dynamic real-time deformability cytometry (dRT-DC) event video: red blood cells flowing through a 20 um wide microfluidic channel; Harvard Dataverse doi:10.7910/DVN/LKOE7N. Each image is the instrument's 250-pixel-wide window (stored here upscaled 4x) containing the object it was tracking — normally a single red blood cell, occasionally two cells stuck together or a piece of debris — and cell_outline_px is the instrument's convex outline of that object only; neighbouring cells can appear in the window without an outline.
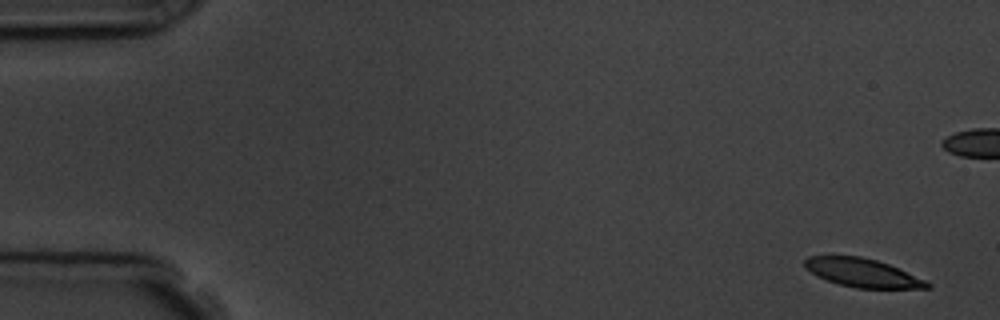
{"species": "common noctule bat (a hibernating species)", "species_latin": "Nyctalus noctula", "temperature_condition": "room temperature", "stored_images_in_passage": 6, "camera_frame_rate_fps": 3000, "um_per_image_px": 0.085, "animal": {"sex": "male", "body_mass_g": 19.5, "forearm_length_mm": 54.6}, "frame": {"image": 1, "passage_image": 1, "time_ms": 0.0, "image_size_px": [1000, 320], "cell_outline_px": [[932, 288], [856, 288], [840, 284], [816, 276], [804, 264], [804, 260], [808, 256], [860, 256], [876, 260], [888, 264], [924, 280], [932, 284]], "centroid_in_image_um": [73.31, 23.19], "position_along_channel_um": 11.7, "area_um2": 19.94}}
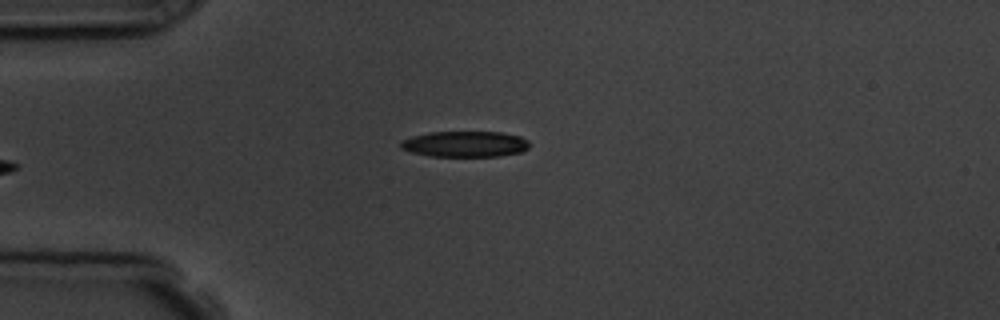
{"frame": {"image": 2, "passage_image": 6, "time_ms": 5.667, "image_size_px": [1000, 320], "cell_outline_px": [[528, 148], [520, 152], [500, 156], [432, 156], [412, 152], [400, 148], [400, 140], [412, 136], [432, 132], [500, 132], [520, 136], [528, 140]], "centroid_in_image_um": [39.51, 12.24], "position_along_channel_um": 45.5, "area_um2": 19.31}}